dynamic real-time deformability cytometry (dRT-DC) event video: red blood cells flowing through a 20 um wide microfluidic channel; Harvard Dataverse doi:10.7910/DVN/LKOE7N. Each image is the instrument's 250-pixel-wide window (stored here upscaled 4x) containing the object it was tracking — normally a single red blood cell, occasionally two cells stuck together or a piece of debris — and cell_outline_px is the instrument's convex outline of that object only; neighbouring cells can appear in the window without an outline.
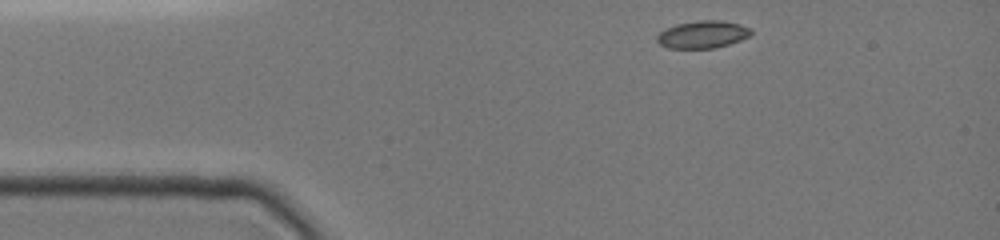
{"species": "common noctule bat (a hibernating species)", "species_latin": "Nyctalus noctula", "temperature_condition": "cold", "stored_images_in_passage": 36, "camera_frame_rate_fps": 3000, "um_per_image_px": 0.085, "animal": {"sex": "female", "body_mass_g": 19.0, "forearm_length_mm": 51.5}, "frame": {"image": 1, "passage_image": 1, "time_ms": 0.0, "image_size_px": [1000, 240], "cell_outline_px": [[752, 32], [748, 36], [740, 40], [716, 48], [668, 48], [660, 44], [656, 40], [656, 36], [660, 32], [676, 24], [700, 20], [720, 20], [740, 24], [752, 28]], "centroid_in_image_um": [59.73, 2.93], "position_along_channel_um": 25.3, "area_um2": 14.97}}
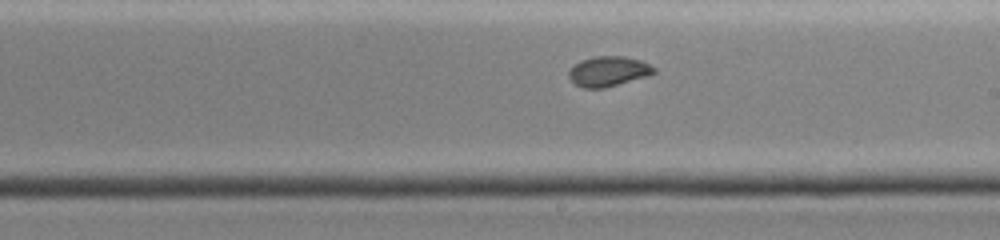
{"frame": {"image": 2, "passage_image": 21, "time_ms": 6.667, "image_size_px": [1000, 240], "cell_outline_px": [[656, 72], [644, 76], [604, 88], [584, 88], [576, 84], [568, 76], [568, 72], [572, 64], [580, 60], [596, 56], [624, 56], [640, 60], [656, 68]], "centroid_in_image_um": [51.66, 6.04], "position_along_channel_um": 237.3, "area_um2": 14.74}}
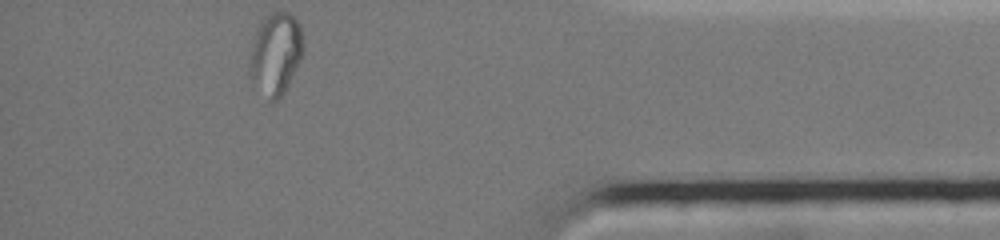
{"frame": {"image": 3, "passage_image": 36, "time_ms": 11.667, "image_size_px": [1000, 240], "cell_outline_px": [[304, 52], [284, 92], [276, 104], [272, 104], [252, 80], [252, 44], [256, 32], [260, 24], [272, 12], [288, 12], [300, 24], [304, 44]], "centroid_in_image_um": [23.49, 4.58], "position_along_channel_um": 411.7, "area_um2": 24.97}, "authors_computed_cell_mechanics": {"area_um2": 14.9991, "velocity_mm_per_s": 3.9542, "shape_relaxation_time_tau1_ms": null, "shape_relaxation_time_tau2_ms": 0.8218, "deformation_change_tau1": null, "deformation_change_tau2": 0.0357}}